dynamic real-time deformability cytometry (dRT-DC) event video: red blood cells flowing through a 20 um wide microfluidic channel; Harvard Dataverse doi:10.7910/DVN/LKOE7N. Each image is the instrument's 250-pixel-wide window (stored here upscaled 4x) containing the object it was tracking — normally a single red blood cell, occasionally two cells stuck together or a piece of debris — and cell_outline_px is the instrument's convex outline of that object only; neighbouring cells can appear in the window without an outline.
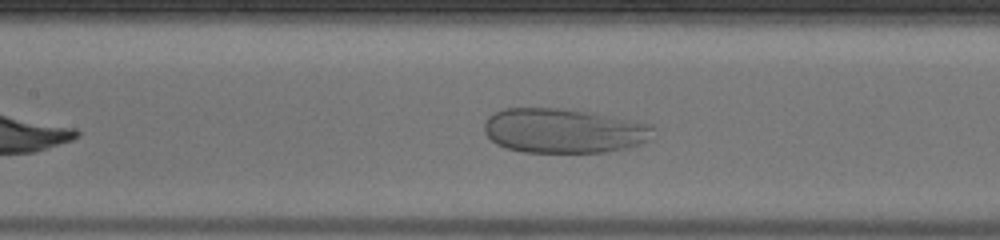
{"species": "human", "species_latin": "Homo sapiens", "temperature_condition": "warm", "stored_images_in_passage": 35, "camera_frame_rate_fps": 3000, "um_per_image_px": 0.085, "donor": {"sex": "male"}, "frame": {"image": 1, "passage_image": 11, "time_ms": 3.333, "image_size_px": [1000, 240], "cell_outline_px": [[656, 136], [648, 140], [624, 148], [604, 152], [524, 152], [508, 148], [496, 144], [484, 132], [484, 124], [488, 116], [492, 112], [504, 108], [568, 108], [592, 112], [652, 124]], "centroid_in_image_um": [47.91, 11.09], "position_along_channel_um": 159.5, "area_um2": 44.22}}
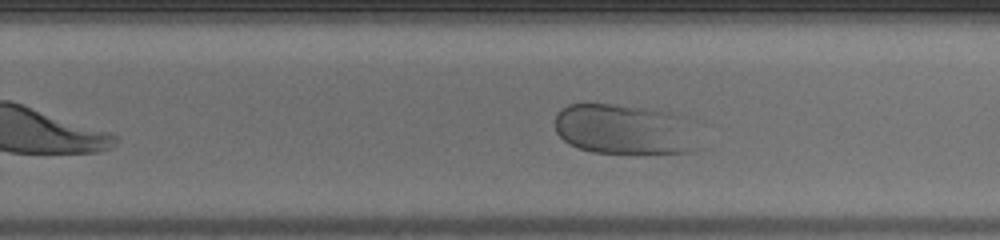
{"frame": {"image": 2, "passage_image": 20, "time_ms": 6.333, "image_size_px": [1000, 240], "cell_outline_px": [[696, 148], [688, 152], [592, 152], [568, 144], [556, 132], [556, 112], [560, 108], [568, 104], [584, 100], [644, 108], [668, 112], [684, 116]], "centroid_in_image_um": [52.9, 10.93], "position_along_channel_um": 276.9, "area_um2": 41.85}}